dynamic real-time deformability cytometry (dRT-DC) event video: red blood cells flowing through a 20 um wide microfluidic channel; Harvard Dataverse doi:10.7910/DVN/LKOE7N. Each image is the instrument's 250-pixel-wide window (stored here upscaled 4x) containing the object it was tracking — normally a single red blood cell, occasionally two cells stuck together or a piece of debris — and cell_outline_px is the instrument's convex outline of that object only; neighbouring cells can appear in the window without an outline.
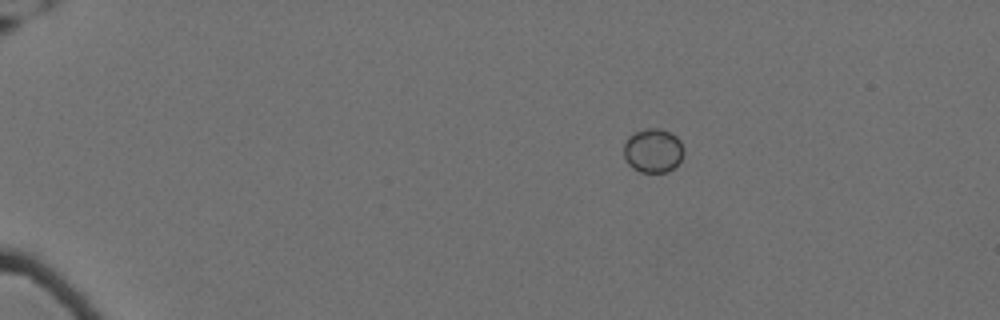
{"species": "Egyptian fruit bat (a non-hibernating species)", "species_latin": "Rousettus aegyptiacus", "temperature_condition": "cold", "stored_images_in_passage": 50, "camera_frame_rate_fps": 3000, "um_per_image_px": 0.085, "animal": {"sex": "female"}, "frame": {"image": 1, "passage_image": 1, "time_ms": 0.0, "image_size_px": [1000, 320], "cell_outline_px": [[684, 152], [680, 160], [668, 172], [640, 172], [632, 168], [628, 164], [624, 156], [624, 144], [628, 136], [644, 128], [660, 128], [676, 136], [680, 140], [684, 148]], "centroid_in_image_um": [55.5, 12.79], "position_along_channel_um": 29.5, "area_um2": 15.43}}
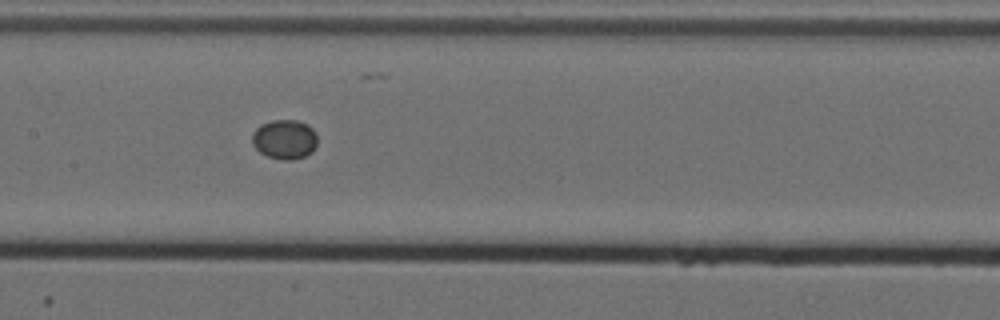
{"frame": {"image": 2, "passage_image": 22, "time_ms": 7.0, "image_size_px": [1000, 320], "cell_outline_px": [[316, 144], [312, 152], [304, 156], [292, 160], [284, 160], [268, 156], [260, 152], [252, 144], [252, 132], [260, 124], [272, 120], [296, 120], [308, 124], [312, 128], [316, 136]], "centroid_in_image_um": [24.17, 11.83], "position_along_channel_um": 183.2, "area_um2": 15.03}}
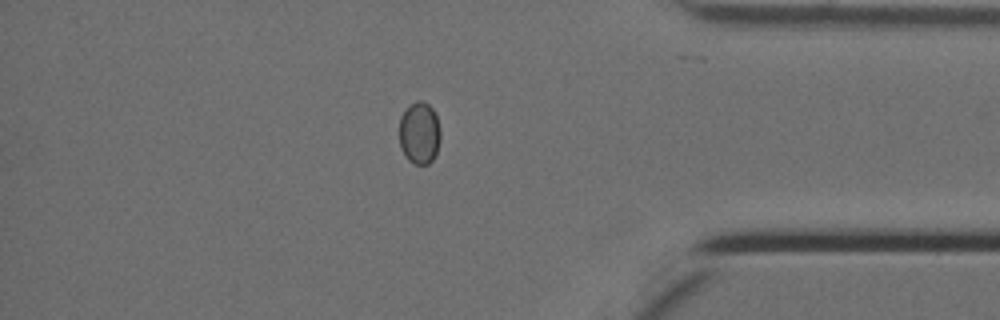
{"frame": {"image": 3, "passage_image": 42, "time_ms": 13.667, "image_size_px": [1000, 320], "cell_outline_px": [[440, 140], [436, 152], [432, 160], [428, 164], [416, 164], [408, 160], [400, 148], [400, 116], [416, 100], [420, 100], [428, 104], [432, 108], [436, 116], [440, 132]], "centroid_in_image_um": [35.65, 11.32], "position_along_channel_um": 399.6, "area_um2": 14.74}}